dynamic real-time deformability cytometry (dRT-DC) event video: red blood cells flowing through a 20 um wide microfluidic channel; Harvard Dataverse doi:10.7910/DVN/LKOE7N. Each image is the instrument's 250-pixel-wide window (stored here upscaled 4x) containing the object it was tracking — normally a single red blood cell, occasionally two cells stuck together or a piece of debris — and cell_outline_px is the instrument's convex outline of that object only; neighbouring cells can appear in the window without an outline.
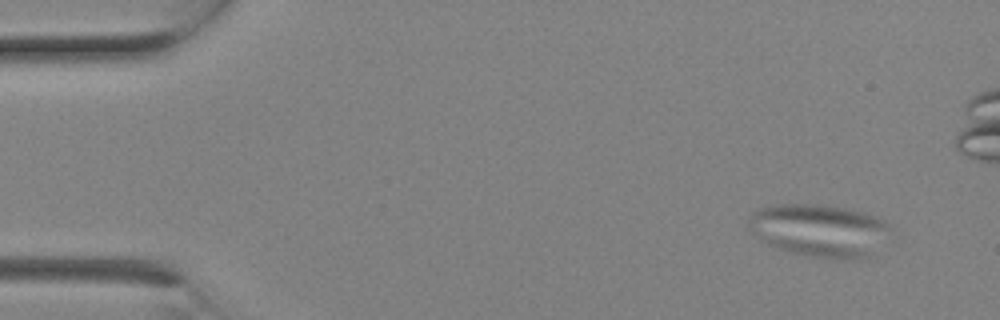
{"species": "Egyptian fruit bat (a non-hibernating species)", "species_latin": "Rousettus aegyptiacus", "temperature_condition": "room temperature", "stored_images_in_passage": 3, "camera_frame_rate_fps": 3000, "um_per_image_px": 0.085, "animal": {"sex": "female"}, "frame": {"image": 1, "passage_image": 1, "time_ms": 0.0, "image_size_px": [1000, 320], "cell_outline_px": [[888, 228], [872, 256], [860, 260], [844, 260], [808, 256], [776, 248], [760, 240], [748, 228], [748, 220], [752, 212], [760, 208], [780, 204], [820, 204], [844, 208], [864, 212], [876, 216], [884, 220], [888, 224]], "centroid_in_image_um": [69.61, 19.59], "position_along_channel_um": 15.4, "area_um2": 43.52}}